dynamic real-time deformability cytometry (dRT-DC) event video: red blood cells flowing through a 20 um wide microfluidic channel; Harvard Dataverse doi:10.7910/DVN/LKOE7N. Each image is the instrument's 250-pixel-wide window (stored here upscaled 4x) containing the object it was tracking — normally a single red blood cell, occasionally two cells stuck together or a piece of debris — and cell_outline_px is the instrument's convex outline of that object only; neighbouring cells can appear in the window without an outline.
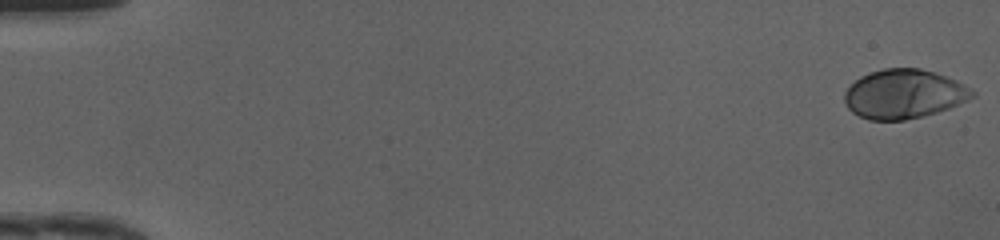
{"species": "human", "species_latin": "Homo sapiens", "temperature_condition": "cold", "stored_images_in_passage": 49, "camera_frame_rate_fps": 3000, "um_per_image_px": 0.085, "donor": {"sex": "female"}, "frame": {"image": 1, "passage_image": 1, "time_ms": 0.0, "image_size_px": [1000, 240], "cell_outline_px": [[976, 96], [968, 100], [948, 108], [936, 112], [904, 120], [868, 120], [852, 112], [848, 108], [844, 100], [844, 92], [860, 76], [868, 72], [884, 68], [920, 68], [956, 80], [976, 92]], "centroid_in_image_um": [76.81, 7.99], "position_along_channel_um": 8.2, "area_um2": 36.41}}
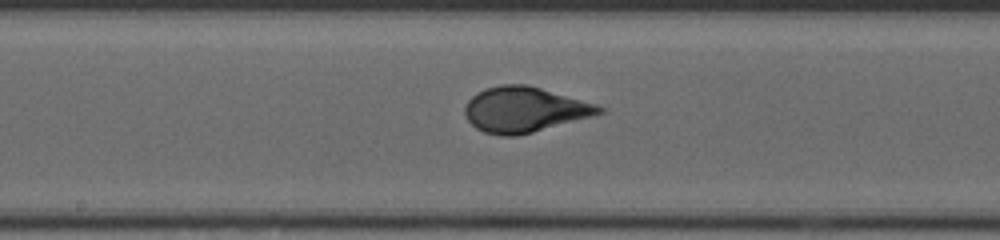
{"frame": {"image": 2, "passage_image": 27, "time_ms": 8.667, "image_size_px": [1000, 240], "cell_outline_px": [[604, 112], [592, 116], [532, 132], [516, 136], [500, 136], [484, 132], [476, 128], [464, 116], [464, 104], [476, 92], [484, 88], [500, 84], [528, 84], [596, 104], [604, 108]], "centroid_in_image_um": [44.52, 9.3], "position_along_channel_um": 203.7, "area_um2": 35.49}}
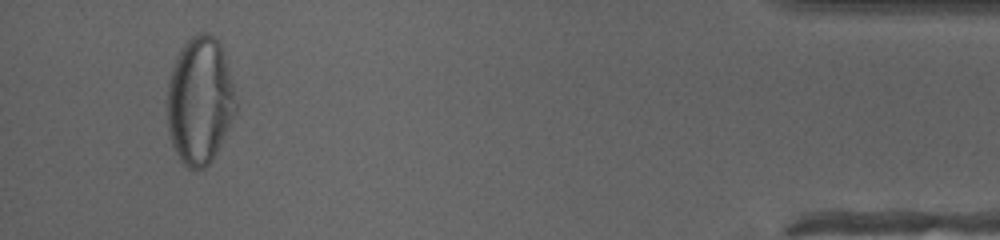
{"frame": {"image": 3, "passage_image": 47, "time_ms": 15.333, "image_size_px": [1000, 240], "cell_outline_px": [[240, 104], [212, 160], [204, 168], [188, 168], [180, 160], [172, 144], [168, 128], [168, 80], [176, 56], [184, 44], [192, 36], [200, 32], [208, 32], [220, 44]], "centroid_in_image_um": [17.0, 8.55], "position_along_channel_um": 418.2, "area_um2": 50.86}, "authors_computed_cell_mechanics": {"area_um2": 35.6048, "velocity_mm_per_s": 4.1912, "shape_relaxation_time_tau1_ms": 4.021, "shape_relaxation_time_tau2_ms": null, "deformation_change_tau1": 0.2156, "deformation_change_tau2": null}}